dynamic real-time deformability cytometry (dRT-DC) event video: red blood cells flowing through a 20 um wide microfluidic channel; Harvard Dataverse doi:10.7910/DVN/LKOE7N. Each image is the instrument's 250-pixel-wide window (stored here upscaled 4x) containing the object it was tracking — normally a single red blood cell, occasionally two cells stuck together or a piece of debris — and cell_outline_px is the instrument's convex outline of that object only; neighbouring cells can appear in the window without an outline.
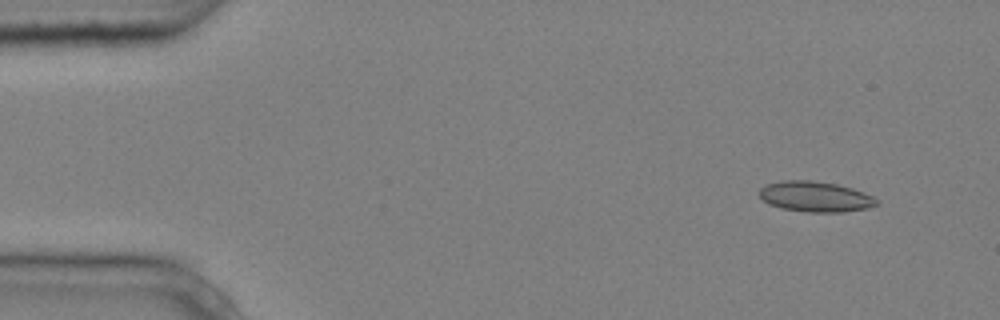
{"species": "common noctule bat (a hibernating species)", "species_latin": "Nyctalus noctula", "temperature_condition": "cold", "stored_images_in_passage": 4, "camera_frame_rate_fps": 3000, "um_per_image_px": 0.085, "animal": {"sex": "male", "body_mass_g": 20.4}, "frame": {"image": 1, "passage_image": 1, "time_ms": 0.0, "image_size_px": [1000, 320], "cell_outline_px": [[880, 204], [868, 208], [844, 212], [808, 212], [780, 208], [768, 204], [760, 196], [760, 188], [768, 184], [784, 180], [812, 180], [836, 184], [852, 188], [864, 192], [880, 200]], "centroid_in_image_um": [69.35, 16.72], "position_along_channel_um": 15.7, "area_um2": 20.92}}
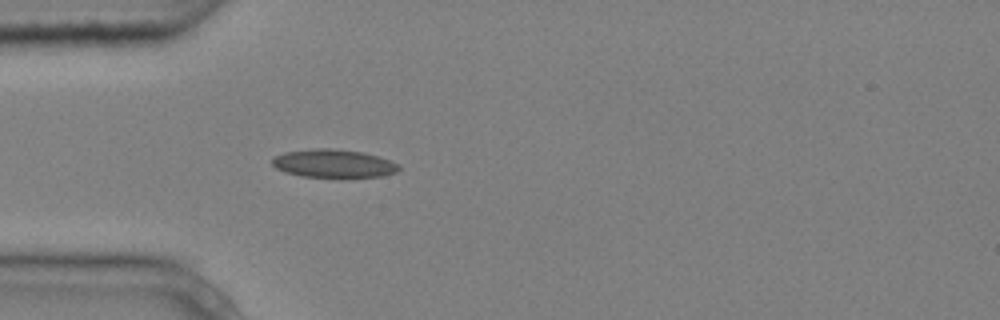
{"frame": {"image": 2, "passage_image": 4, "time_ms": 1.0, "image_size_px": [1000, 320], "cell_outline_px": [[400, 168], [396, 172], [380, 176], [340, 180], [304, 176], [284, 172], [276, 168], [272, 164], [272, 160], [276, 156], [284, 152], [316, 148], [328, 148], [360, 152], [376, 156], [400, 164]], "centroid_in_image_um": [28.36, 13.94], "position_along_channel_um": 56.6, "area_um2": 21.33}}